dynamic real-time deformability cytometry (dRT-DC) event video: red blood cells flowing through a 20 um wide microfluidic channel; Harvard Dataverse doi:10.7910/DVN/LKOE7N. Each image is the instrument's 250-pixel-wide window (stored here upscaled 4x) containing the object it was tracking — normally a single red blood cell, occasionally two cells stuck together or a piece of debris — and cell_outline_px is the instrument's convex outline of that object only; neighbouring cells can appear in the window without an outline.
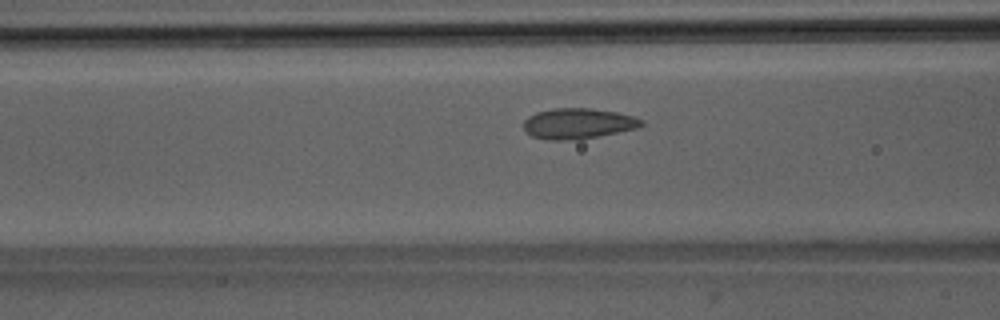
{"species": "Egyptian fruit bat (a non-hibernating species)", "species_latin": "Rousettus aegyptiacus", "temperature_condition": "room temperature", "stored_images_in_passage": 38, "camera_frame_rate_fps": 3000, "um_per_image_px": 0.085, "animal": {"sex": "male"}, "frame": {"image": 1, "passage_image": 7, "time_ms": 2.0, "image_size_px": [1000, 320], "cell_outline_px": [[644, 124], [636, 128], [596, 136], [564, 140], [548, 140], [532, 136], [524, 128], [524, 120], [528, 116], [536, 112], [552, 108], [592, 108], [616, 112], [632, 116], [644, 120]], "centroid_in_image_um": [49.11, 10.48], "position_along_channel_um": 117.5, "area_um2": 20.69}}
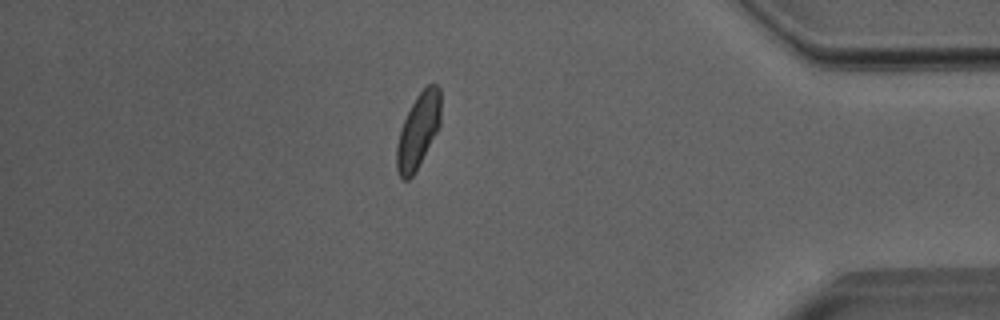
{"frame": {"image": 2, "passage_image": 31, "time_ms": 10.0, "image_size_px": [1000, 320], "cell_outline_px": [[440, 124], [436, 132], [412, 176], [408, 180], [400, 180], [396, 168], [396, 148], [400, 128], [416, 96], [428, 84], [436, 84], [440, 88]], "centroid_in_image_um": [35.52, 11.11], "position_along_channel_um": 399.7, "area_um2": 18.9}}
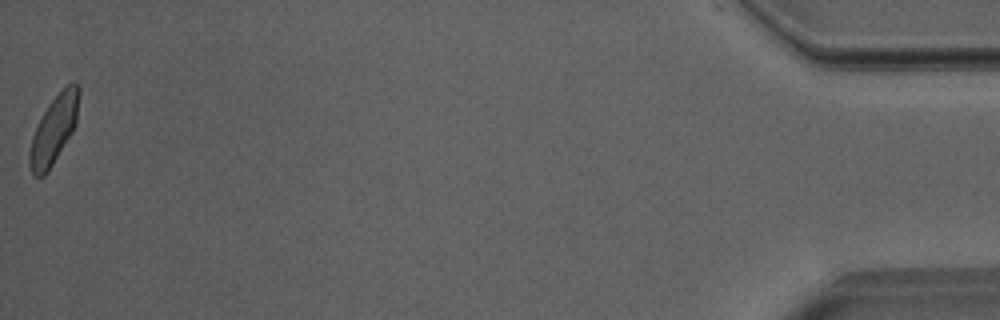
{"frame": {"image": 3, "passage_image": 38, "time_ms": 12.333, "image_size_px": [1000, 320], "cell_outline_px": [[80, 92], [76, 124], [72, 132], [52, 164], [44, 176], [32, 176], [28, 160], [28, 156], [32, 136], [48, 104], [72, 80], [76, 80], [80, 88]], "centroid_in_image_um": [4.59, 10.99], "position_along_channel_um": 430.6, "area_um2": 19.36}, "authors_computed_cell_mechanics": {"area_um2": 19.5364, "velocity_mm_per_s": 3.9734, "shape_relaxation_time_tau1_ms": 3.2932, "shape_relaxation_time_tau2_ms": 0.8346, "deformation_change_tau1": 0.0945, "deformation_change_tau2": 0.0602}}